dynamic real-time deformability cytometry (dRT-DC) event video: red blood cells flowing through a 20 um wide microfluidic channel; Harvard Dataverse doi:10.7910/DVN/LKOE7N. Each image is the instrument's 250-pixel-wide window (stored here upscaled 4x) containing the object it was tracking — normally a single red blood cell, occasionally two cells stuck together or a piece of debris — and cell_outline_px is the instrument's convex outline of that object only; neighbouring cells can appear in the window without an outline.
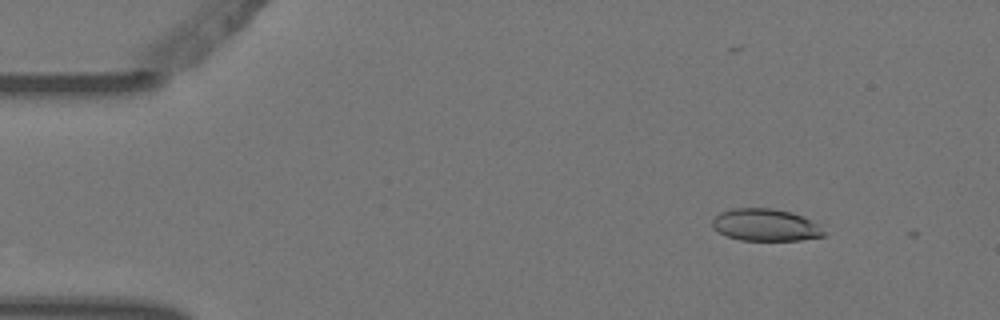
{"species": "Egyptian fruit bat (a non-hibernating species)", "species_latin": "Rousettus aegyptiacus", "temperature_condition": "warm", "stored_images_in_passage": 5, "camera_frame_rate_fps": 3000, "um_per_image_px": 0.085, "animal": {"sex": "female"}, "frame": {"image": 1, "passage_image": 2, "time_ms": 0.333, "image_size_px": [1000, 320], "cell_outline_px": [[824, 236], [800, 240], [740, 240], [728, 236], [712, 228], [712, 220], [720, 212], [732, 208], [772, 208], [792, 212], [816, 224], [824, 232]], "centroid_in_image_um": [65.01, 19.12], "position_along_channel_um": 20.0, "area_um2": 20.63}}
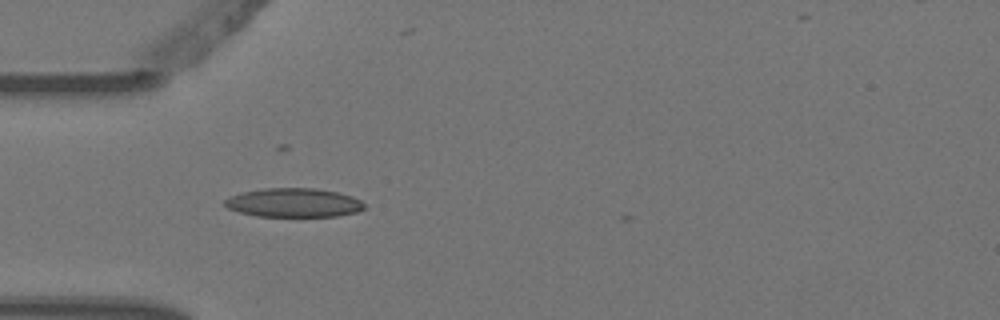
{"frame": {"image": 2, "passage_image": 4, "time_ms": 1.0, "image_size_px": [1000, 320], "cell_outline_px": [[364, 208], [356, 212], [336, 216], [256, 216], [240, 212], [228, 208], [224, 204], [224, 200], [228, 196], [240, 192], [264, 188], [316, 188], [336, 192], [352, 196], [360, 200], [364, 204]], "centroid_in_image_um": [24.92, 17.22], "position_along_channel_um": 60.1, "area_um2": 23.52}}
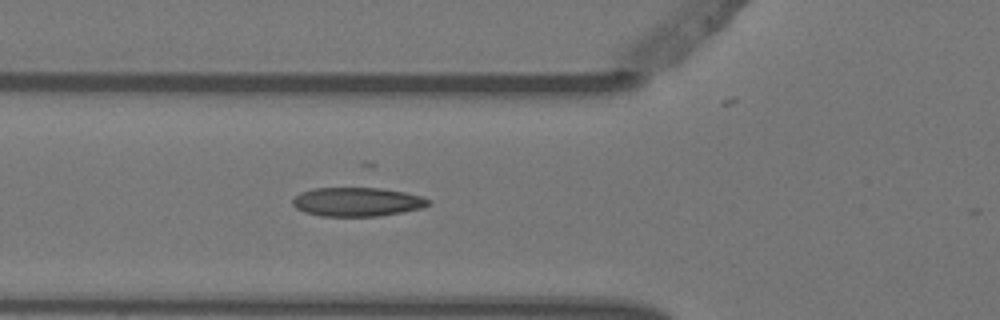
{"frame": {"image": 3, "passage_image": 5, "time_ms": 1.333, "image_size_px": [1000, 320], "cell_outline_px": [[432, 204], [420, 208], [400, 212], [376, 216], [320, 216], [304, 212], [296, 208], [292, 204], [292, 200], [300, 192], [312, 188], [368, 184], [404, 192], [420, 196], [432, 200]], "centroid_in_image_um": [30.34, 17.09], "position_along_channel_um": 95.5, "area_um2": 23.99}}